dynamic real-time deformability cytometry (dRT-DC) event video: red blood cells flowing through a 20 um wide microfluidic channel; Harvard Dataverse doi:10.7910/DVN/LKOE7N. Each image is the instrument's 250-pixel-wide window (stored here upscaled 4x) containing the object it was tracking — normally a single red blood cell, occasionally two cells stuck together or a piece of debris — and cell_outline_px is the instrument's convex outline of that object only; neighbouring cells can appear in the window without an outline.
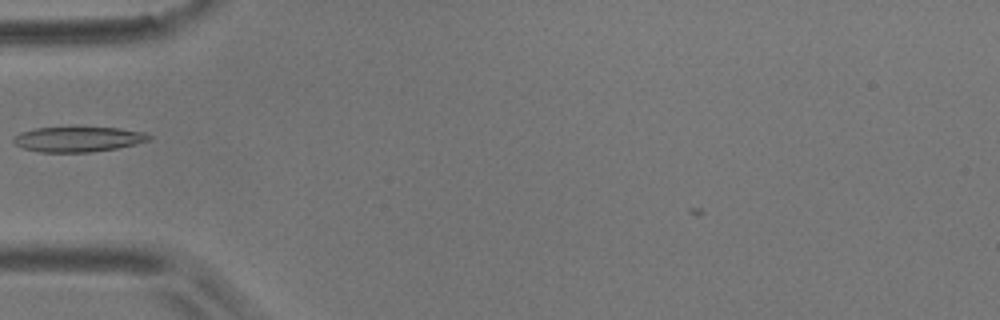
{"species": "common noctule bat (a hibernating species)", "species_latin": "Nyctalus noctula", "temperature_condition": "room temperature", "stored_images_in_passage": 6, "camera_frame_rate_fps": 3000, "um_per_image_px": 0.085, "animal": {"sex": "male", "body_mass_g": 17.9}, "frame": {"image": 1, "passage_image": 6, "time_ms": 1.667, "image_size_px": [1000, 320], "cell_outline_px": [[152, 140], [116, 148], [92, 152], [40, 152], [24, 148], [16, 144], [12, 140], [20, 132], [36, 128], [120, 128], [144, 132], [152, 136]], "centroid_in_image_um": [6.68, 11.84], "position_along_channel_um": 78.3, "area_um2": 19.59}}